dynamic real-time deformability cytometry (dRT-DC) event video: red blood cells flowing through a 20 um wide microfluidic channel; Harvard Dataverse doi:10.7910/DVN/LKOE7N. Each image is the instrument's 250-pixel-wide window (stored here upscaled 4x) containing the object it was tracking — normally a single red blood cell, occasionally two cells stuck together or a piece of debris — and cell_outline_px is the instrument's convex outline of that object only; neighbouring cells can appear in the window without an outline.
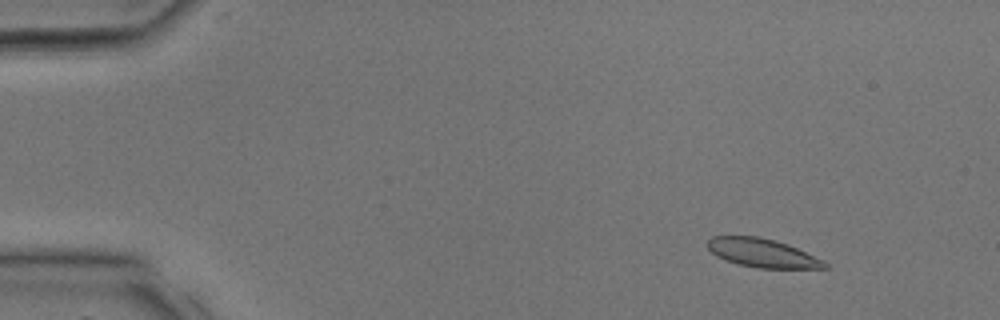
{"species": "common noctule bat (a hibernating species)", "species_latin": "Nyctalus noctula", "temperature_condition": "room temperature", "stored_images_in_passage": 34, "camera_frame_rate_fps": 3000, "um_per_image_px": 0.085, "animal": {"sex": "male", "body_mass_g": 17.9, "forearm_length_mm": 54.2}, "frame": {"image": 1, "passage_image": 4, "time_ms": 1.0, "image_size_px": [1000, 320], "cell_outline_px": [[828, 268], [756, 268], [736, 264], [716, 256], [708, 248], [708, 240], [712, 236], [760, 236], [788, 244], [824, 260], [828, 264]], "centroid_in_image_um": [64.8, 21.5], "position_along_channel_um": 20.2, "area_um2": 19.59}}
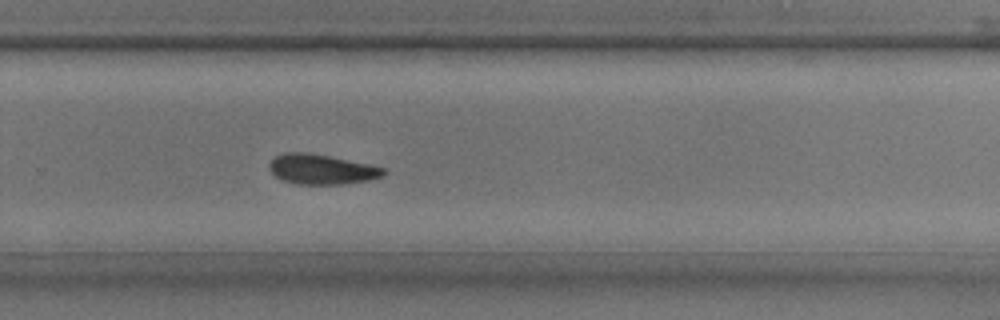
{"frame": {"image": 2, "passage_image": 23, "time_ms": 7.333, "image_size_px": [1000, 320], "cell_outline_px": [[388, 172], [384, 176], [368, 180], [344, 184], [296, 184], [284, 180], [276, 176], [268, 168], [268, 164], [276, 156], [284, 152], [308, 152], [372, 164], [384, 168]], "centroid_in_image_um": [27.37, 14.38], "position_along_channel_um": 302.4, "area_um2": 20.11}}
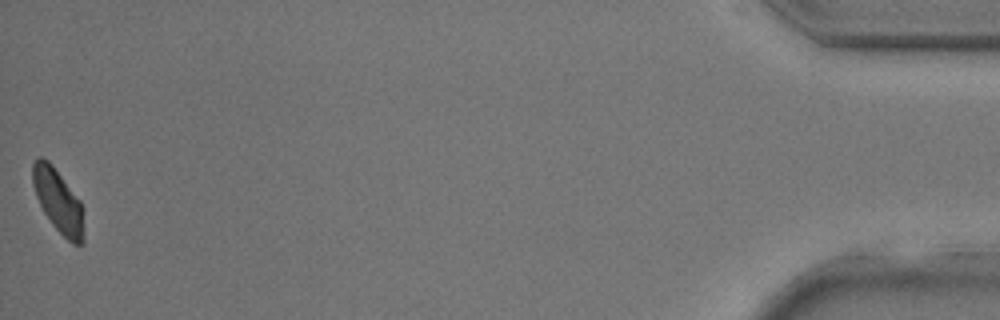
{"frame": {"image": 3, "passage_image": 34, "time_ms": 11.0, "image_size_px": [1000, 320], "cell_outline_px": [[84, 244], [72, 244], [52, 224], [44, 212], [36, 196], [32, 184], [32, 164], [36, 156], [40, 156], [48, 160], [52, 164], [80, 200], [84, 240]], "centroid_in_image_um": [4.91, 17.04], "position_along_channel_um": 430.3, "area_um2": 18.73}}